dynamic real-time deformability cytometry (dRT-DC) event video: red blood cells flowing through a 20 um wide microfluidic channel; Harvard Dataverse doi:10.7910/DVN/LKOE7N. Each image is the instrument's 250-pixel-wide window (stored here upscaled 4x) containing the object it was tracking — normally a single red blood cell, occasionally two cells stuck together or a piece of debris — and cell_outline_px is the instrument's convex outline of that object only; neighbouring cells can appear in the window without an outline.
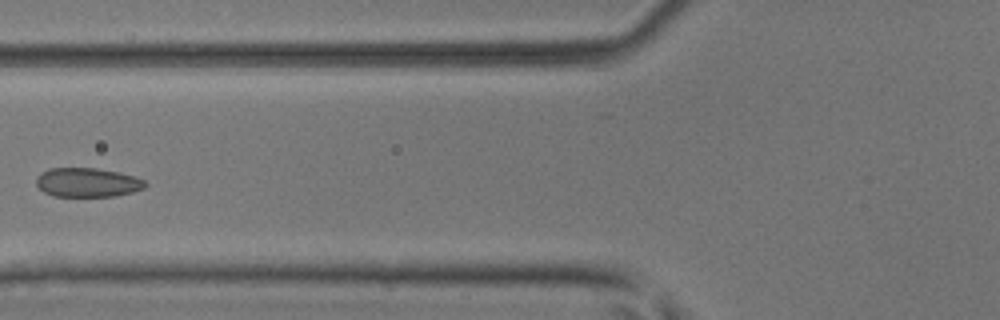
{"species": "common noctule bat (a hibernating species)", "species_latin": "Nyctalus noctula", "temperature_condition": "room temperature", "stored_images_in_passage": 6, "camera_frame_rate_fps": 3000, "um_per_image_px": 0.085, "animal": {"sex": "male", "body_mass_g": 17.9, "forearm_length_mm": 54.2}, "frame": {"image": 1, "passage_image": 5, "time_ms": 1.333, "image_size_px": [1000, 320], "cell_outline_px": [[148, 184], [144, 188], [132, 192], [116, 196], [52, 196], [44, 192], [36, 184], [36, 176], [40, 172], [48, 168], [96, 168], [136, 176], [144, 180]], "centroid_in_image_um": [7.42, 15.5], "position_along_channel_um": 118.4, "area_um2": 18.61}}
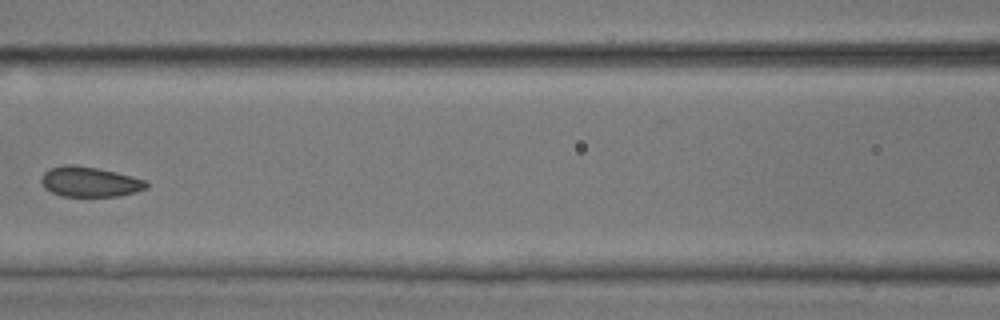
{"frame": {"image": 2, "passage_image": 6, "time_ms": 1.667, "image_size_px": [1000, 320], "cell_outline_px": [[148, 188], [136, 192], [116, 196], [64, 196], [52, 192], [44, 188], [40, 180], [44, 172], [48, 168], [64, 164], [72, 164], [96, 168], [116, 172], [132, 176], [144, 180], [148, 184]], "centroid_in_image_um": [7.6, 15.44], "position_along_channel_um": 159.0, "area_um2": 18.44}}